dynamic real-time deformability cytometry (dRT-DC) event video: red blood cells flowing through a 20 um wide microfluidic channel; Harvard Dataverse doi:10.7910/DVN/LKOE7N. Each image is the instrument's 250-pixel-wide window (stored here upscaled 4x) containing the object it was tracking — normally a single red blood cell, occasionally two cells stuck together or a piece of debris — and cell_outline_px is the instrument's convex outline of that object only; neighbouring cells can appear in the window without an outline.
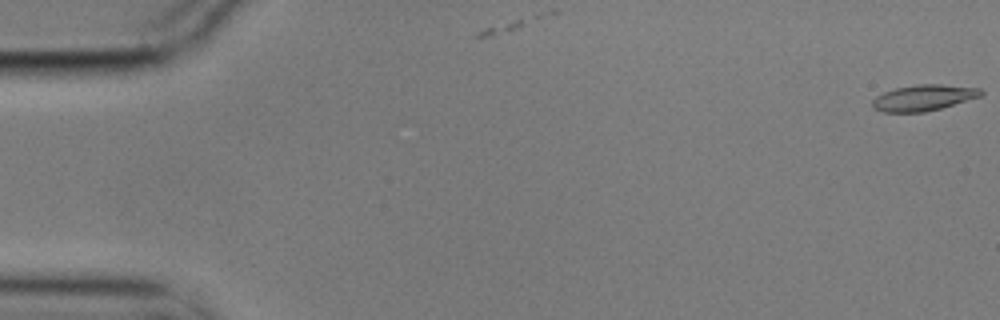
{"species": "common noctule bat (a hibernating species)", "species_latin": "Nyctalus noctula", "temperature_condition": "cold", "stored_images_in_passage": 6, "camera_frame_rate_fps": 3000, "um_per_image_px": 0.085, "animal": {"sex": "male", "body_mass_g": 17.9}, "frame": {"image": 1, "passage_image": 1, "time_ms": 0.0, "image_size_px": [1000, 320], "cell_outline_px": [[984, 92], [980, 96], [940, 108], [924, 112], [884, 112], [872, 108], [872, 100], [876, 96], [884, 92], [896, 88], [916, 84], [940, 84], [980, 88]], "centroid_in_image_um": [78.47, 8.3], "position_along_channel_um": 6.5, "area_um2": 16.3}}